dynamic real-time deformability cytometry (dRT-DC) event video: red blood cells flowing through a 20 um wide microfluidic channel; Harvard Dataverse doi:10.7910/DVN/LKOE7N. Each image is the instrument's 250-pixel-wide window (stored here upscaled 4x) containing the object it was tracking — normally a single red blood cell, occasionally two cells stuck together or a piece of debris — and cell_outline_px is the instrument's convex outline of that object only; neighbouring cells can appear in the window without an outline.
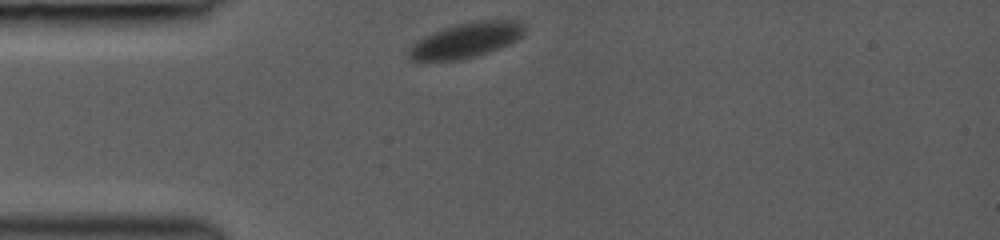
{"species": "common noctule bat (a hibernating species)", "species_latin": "Nyctalus noctula", "temperature_condition": "room temperature", "stored_images_in_passage": 35, "camera_frame_rate_fps": 3000, "um_per_image_px": 0.085, "animal": {"sex": "female", "body_mass_g": 19.0, "forearm_length_mm": 53.3}, "frame": {"image": 1, "passage_image": 1, "time_ms": 0.0, "image_size_px": [1000, 240], "cell_outline_px": [[528, 24], [524, 32], [516, 40], [500, 48], [476, 56], [460, 60], [420, 64], [412, 60], [408, 56], [408, 48], [412, 44], [424, 36], [444, 28], [456, 24], [476, 20], [520, 20]], "centroid_in_image_um": [39.58, 3.45], "position_along_channel_um": 45.4, "area_um2": 24.39}}
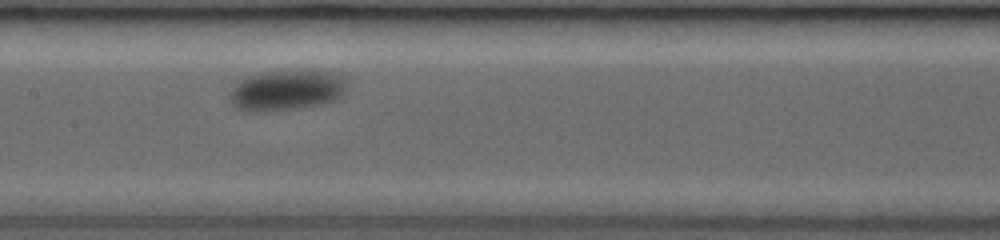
{"frame": {"image": 2, "passage_image": 14, "time_ms": 4.333, "image_size_px": [1000, 240], "cell_outline_px": [[344, 96], [336, 100], [320, 104], [300, 108], [256, 112], [248, 112], [236, 108], [232, 104], [228, 96], [236, 80], [260, 72], [332, 72], [340, 76], [344, 80]], "centroid_in_image_um": [24.27, 7.7], "position_along_channel_um": 183.1, "area_um2": 27.46}}
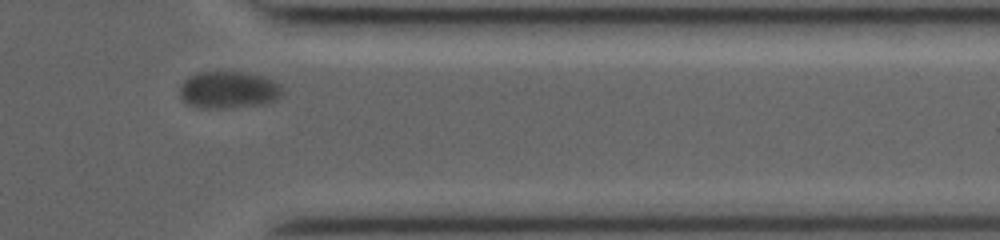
{"frame": {"image": 3, "passage_image": 31, "time_ms": 10.0, "image_size_px": [1000, 240], "cell_outline_px": [[284, 92], [276, 100], [268, 104], [228, 108], [200, 108], [188, 104], [180, 96], [180, 88], [184, 80], [188, 76], [200, 72], [240, 72], [260, 76], [276, 80], [280, 84]], "centroid_in_image_um": [19.46, 7.65], "position_along_channel_um": 391.9, "area_um2": 22.37}}